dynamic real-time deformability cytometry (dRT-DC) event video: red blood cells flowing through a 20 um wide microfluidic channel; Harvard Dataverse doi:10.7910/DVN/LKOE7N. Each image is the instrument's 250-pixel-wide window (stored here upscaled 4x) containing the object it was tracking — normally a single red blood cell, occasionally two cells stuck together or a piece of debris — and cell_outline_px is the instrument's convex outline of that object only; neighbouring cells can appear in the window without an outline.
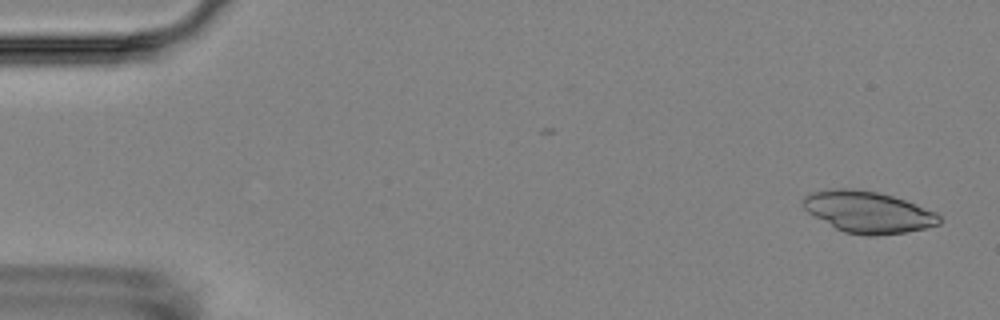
{"species": "Egyptian fruit bat (a non-hibernating species)", "species_latin": "Rousettus aegyptiacus", "temperature_condition": "room temperature", "stored_images_in_passage": 5, "camera_frame_rate_fps": 3000, "um_per_image_px": 0.085, "animal": {"sex": "female"}, "frame": {"image": 1, "passage_image": 1, "time_ms": 0.0, "image_size_px": [1000, 320], "cell_outline_px": [[940, 224], [924, 228], [904, 232], [876, 236], [864, 236], [844, 232], [836, 228], [808, 212], [804, 208], [804, 196], [808, 192], [836, 188], [852, 188], [876, 192], [892, 196], [916, 204], [936, 212], [940, 216]], "centroid_in_image_um": [73.78, 18.02], "position_along_channel_um": 11.2, "area_um2": 32.77}}